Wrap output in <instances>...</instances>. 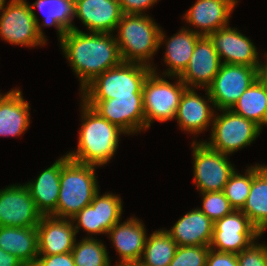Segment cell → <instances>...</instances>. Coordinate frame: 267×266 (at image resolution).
<instances>
[{"instance_id":"cell-35","label":"cell","mask_w":267,"mask_h":266,"mask_svg":"<svg viewBox=\"0 0 267 266\" xmlns=\"http://www.w3.org/2000/svg\"><path fill=\"white\" fill-rule=\"evenodd\" d=\"M253 242L237 254L239 266H267V244Z\"/></svg>"},{"instance_id":"cell-26","label":"cell","mask_w":267,"mask_h":266,"mask_svg":"<svg viewBox=\"0 0 267 266\" xmlns=\"http://www.w3.org/2000/svg\"><path fill=\"white\" fill-rule=\"evenodd\" d=\"M0 248L15 255L24 266H33L38 257L36 227H0Z\"/></svg>"},{"instance_id":"cell-21","label":"cell","mask_w":267,"mask_h":266,"mask_svg":"<svg viewBox=\"0 0 267 266\" xmlns=\"http://www.w3.org/2000/svg\"><path fill=\"white\" fill-rule=\"evenodd\" d=\"M71 219L42 216L37 225L38 256H51L72 251L76 232Z\"/></svg>"},{"instance_id":"cell-20","label":"cell","mask_w":267,"mask_h":266,"mask_svg":"<svg viewBox=\"0 0 267 266\" xmlns=\"http://www.w3.org/2000/svg\"><path fill=\"white\" fill-rule=\"evenodd\" d=\"M122 14L118 0H74V18L89 32L113 34Z\"/></svg>"},{"instance_id":"cell-8","label":"cell","mask_w":267,"mask_h":266,"mask_svg":"<svg viewBox=\"0 0 267 266\" xmlns=\"http://www.w3.org/2000/svg\"><path fill=\"white\" fill-rule=\"evenodd\" d=\"M39 21L26 0H9L0 9V37L12 45L44 46L47 41L38 32Z\"/></svg>"},{"instance_id":"cell-22","label":"cell","mask_w":267,"mask_h":266,"mask_svg":"<svg viewBox=\"0 0 267 266\" xmlns=\"http://www.w3.org/2000/svg\"><path fill=\"white\" fill-rule=\"evenodd\" d=\"M191 29L183 27L170 38H166V35L161 29L159 47L166 42V52H164L163 61L168 66V69L162 73L164 77L170 76L173 78L174 76H180L187 68L196 42L202 37Z\"/></svg>"},{"instance_id":"cell-23","label":"cell","mask_w":267,"mask_h":266,"mask_svg":"<svg viewBox=\"0 0 267 266\" xmlns=\"http://www.w3.org/2000/svg\"><path fill=\"white\" fill-rule=\"evenodd\" d=\"M214 222L199 208L187 212L166 230L178 246H210Z\"/></svg>"},{"instance_id":"cell-18","label":"cell","mask_w":267,"mask_h":266,"mask_svg":"<svg viewBox=\"0 0 267 266\" xmlns=\"http://www.w3.org/2000/svg\"><path fill=\"white\" fill-rule=\"evenodd\" d=\"M195 89L186 88L184 90L175 116L180 129L194 134V136L200 134V132H205L208 129L207 127L212 126L214 115L216 114V110L213 109L215 106L208 90L205 88L206 96L204 97H207L206 99L198 95Z\"/></svg>"},{"instance_id":"cell-24","label":"cell","mask_w":267,"mask_h":266,"mask_svg":"<svg viewBox=\"0 0 267 266\" xmlns=\"http://www.w3.org/2000/svg\"><path fill=\"white\" fill-rule=\"evenodd\" d=\"M61 168L62 157L58 158L49 168L43 170L34 181L25 183L42 216H52L56 212Z\"/></svg>"},{"instance_id":"cell-41","label":"cell","mask_w":267,"mask_h":266,"mask_svg":"<svg viewBox=\"0 0 267 266\" xmlns=\"http://www.w3.org/2000/svg\"><path fill=\"white\" fill-rule=\"evenodd\" d=\"M267 229V219L266 221L257 229V235L258 238H260L262 236V234H264V231H266Z\"/></svg>"},{"instance_id":"cell-32","label":"cell","mask_w":267,"mask_h":266,"mask_svg":"<svg viewBox=\"0 0 267 266\" xmlns=\"http://www.w3.org/2000/svg\"><path fill=\"white\" fill-rule=\"evenodd\" d=\"M252 186V165L246 169L244 175L236 170L230 176L224 187L225 197L230 201L234 210H241L246 202Z\"/></svg>"},{"instance_id":"cell-31","label":"cell","mask_w":267,"mask_h":266,"mask_svg":"<svg viewBox=\"0 0 267 266\" xmlns=\"http://www.w3.org/2000/svg\"><path fill=\"white\" fill-rule=\"evenodd\" d=\"M79 241L75 240L71 251L75 266H111L109 252L101 240L86 236Z\"/></svg>"},{"instance_id":"cell-13","label":"cell","mask_w":267,"mask_h":266,"mask_svg":"<svg viewBox=\"0 0 267 266\" xmlns=\"http://www.w3.org/2000/svg\"><path fill=\"white\" fill-rule=\"evenodd\" d=\"M257 228L241 211L234 210L214 222L210 248L238 254L257 240Z\"/></svg>"},{"instance_id":"cell-28","label":"cell","mask_w":267,"mask_h":266,"mask_svg":"<svg viewBox=\"0 0 267 266\" xmlns=\"http://www.w3.org/2000/svg\"><path fill=\"white\" fill-rule=\"evenodd\" d=\"M241 211L258 229L267 219V166H252V186Z\"/></svg>"},{"instance_id":"cell-3","label":"cell","mask_w":267,"mask_h":266,"mask_svg":"<svg viewBox=\"0 0 267 266\" xmlns=\"http://www.w3.org/2000/svg\"><path fill=\"white\" fill-rule=\"evenodd\" d=\"M96 166L83 164L62 156L57 218L71 219L85 206L90 205L94 195L99 191Z\"/></svg>"},{"instance_id":"cell-42","label":"cell","mask_w":267,"mask_h":266,"mask_svg":"<svg viewBox=\"0 0 267 266\" xmlns=\"http://www.w3.org/2000/svg\"><path fill=\"white\" fill-rule=\"evenodd\" d=\"M6 0H0V9L4 6V5H6Z\"/></svg>"},{"instance_id":"cell-36","label":"cell","mask_w":267,"mask_h":266,"mask_svg":"<svg viewBox=\"0 0 267 266\" xmlns=\"http://www.w3.org/2000/svg\"><path fill=\"white\" fill-rule=\"evenodd\" d=\"M206 266H239L237 254L221 252L210 248L206 259Z\"/></svg>"},{"instance_id":"cell-40","label":"cell","mask_w":267,"mask_h":266,"mask_svg":"<svg viewBox=\"0 0 267 266\" xmlns=\"http://www.w3.org/2000/svg\"><path fill=\"white\" fill-rule=\"evenodd\" d=\"M266 55V63H263L260 61L257 68V79L263 84V86L267 90V53Z\"/></svg>"},{"instance_id":"cell-15","label":"cell","mask_w":267,"mask_h":266,"mask_svg":"<svg viewBox=\"0 0 267 266\" xmlns=\"http://www.w3.org/2000/svg\"><path fill=\"white\" fill-rule=\"evenodd\" d=\"M208 37L213 42L221 63L258 67L260 60L256 47L237 28L228 25Z\"/></svg>"},{"instance_id":"cell-14","label":"cell","mask_w":267,"mask_h":266,"mask_svg":"<svg viewBox=\"0 0 267 266\" xmlns=\"http://www.w3.org/2000/svg\"><path fill=\"white\" fill-rule=\"evenodd\" d=\"M41 218L24 183L11 184L0 190V227H37Z\"/></svg>"},{"instance_id":"cell-9","label":"cell","mask_w":267,"mask_h":266,"mask_svg":"<svg viewBox=\"0 0 267 266\" xmlns=\"http://www.w3.org/2000/svg\"><path fill=\"white\" fill-rule=\"evenodd\" d=\"M193 141V175L194 183L200 193L223 191L234 173L229 155L208 147L203 141Z\"/></svg>"},{"instance_id":"cell-16","label":"cell","mask_w":267,"mask_h":266,"mask_svg":"<svg viewBox=\"0 0 267 266\" xmlns=\"http://www.w3.org/2000/svg\"><path fill=\"white\" fill-rule=\"evenodd\" d=\"M107 234L120 259L114 266L137 265L140 262L147 233L145 225L139 218L130 217L123 223L119 221Z\"/></svg>"},{"instance_id":"cell-17","label":"cell","mask_w":267,"mask_h":266,"mask_svg":"<svg viewBox=\"0 0 267 266\" xmlns=\"http://www.w3.org/2000/svg\"><path fill=\"white\" fill-rule=\"evenodd\" d=\"M221 64L213 42L208 36H202L196 42L188 66L179 78L187 88L207 89L218 73Z\"/></svg>"},{"instance_id":"cell-4","label":"cell","mask_w":267,"mask_h":266,"mask_svg":"<svg viewBox=\"0 0 267 266\" xmlns=\"http://www.w3.org/2000/svg\"><path fill=\"white\" fill-rule=\"evenodd\" d=\"M116 41L123 62L140 63L153 67V56L159 47L161 27L145 13L122 14L117 25Z\"/></svg>"},{"instance_id":"cell-11","label":"cell","mask_w":267,"mask_h":266,"mask_svg":"<svg viewBox=\"0 0 267 266\" xmlns=\"http://www.w3.org/2000/svg\"><path fill=\"white\" fill-rule=\"evenodd\" d=\"M98 191L90 205L85 206L71 218L76 234L82 229L92 235L107 234L116 223L121 221L123 203L120 196L112 193L99 194ZM76 221V222H75ZM91 236H90V235Z\"/></svg>"},{"instance_id":"cell-19","label":"cell","mask_w":267,"mask_h":266,"mask_svg":"<svg viewBox=\"0 0 267 266\" xmlns=\"http://www.w3.org/2000/svg\"><path fill=\"white\" fill-rule=\"evenodd\" d=\"M238 0H197L184 14L186 23L196 27L193 32L209 36L220 28L228 26L231 13Z\"/></svg>"},{"instance_id":"cell-30","label":"cell","mask_w":267,"mask_h":266,"mask_svg":"<svg viewBox=\"0 0 267 266\" xmlns=\"http://www.w3.org/2000/svg\"><path fill=\"white\" fill-rule=\"evenodd\" d=\"M178 245L166 231L158 229L147 236L143 255L138 266H169Z\"/></svg>"},{"instance_id":"cell-29","label":"cell","mask_w":267,"mask_h":266,"mask_svg":"<svg viewBox=\"0 0 267 266\" xmlns=\"http://www.w3.org/2000/svg\"><path fill=\"white\" fill-rule=\"evenodd\" d=\"M231 110L246 119L252 120L258 126H267V90L257 79L240 96Z\"/></svg>"},{"instance_id":"cell-34","label":"cell","mask_w":267,"mask_h":266,"mask_svg":"<svg viewBox=\"0 0 267 266\" xmlns=\"http://www.w3.org/2000/svg\"><path fill=\"white\" fill-rule=\"evenodd\" d=\"M209 246H178L169 266H206Z\"/></svg>"},{"instance_id":"cell-10","label":"cell","mask_w":267,"mask_h":266,"mask_svg":"<svg viewBox=\"0 0 267 266\" xmlns=\"http://www.w3.org/2000/svg\"><path fill=\"white\" fill-rule=\"evenodd\" d=\"M257 68L222 63L214 80L207 87L215 109H231L240 96L257 80Z\"/></svg>"},{"instance_id":"cell-27","label":"cell","mask_w":267,"mask_h":266,"mask_svg":"<svg viewBox=\"0 0 267 266\" xmlns=\"http://www.w3.org/2000/svg\"><path fill=\"white\" fill-rule=\"evenodd\" d=\"M32 12L38 8L43 12V24H38L40 36L47 41L42 27L54 26L57 30L59 41L69 30H75L74 0H36L30 5Z\"/></svg>"},{"instance_id":"cell-1","label":"cell","mask_w":267,"mask_h":266,"mask_svg":"<svg viewBox=\"0 0 267 266\" xmlns=\"http://www.w3.org/2000/svg\"><path fill=\"white\" fill-rule=\"evenodd\" d=\"M65 58L80 82V91L95 77L123 61L115 35L85 33L75 27L59 41Z\"/></svg>"},{"instance_id":"cell-2","label":"cell","mask_w":267,"mask_h":266,"mask_svg":"<svg viewBox=\"0 0 267 266\" xmlns=\"http://www.w3.org/2000/svg\"><path fill=\"white\" fill-rule=\"evenodd\" d=\"M82 125L79 128L77 149L66 153L78 163L107 165L119 146V136L126 133L104 119L97 111L81 100Z\"/></svg>"},{"instance_id":"cell-39","label":"cell","mask_w":267,"mask_h":266,"mask_svg":"<svg viewBox=\"0 0 267 266\" xmlns=\"http://www.w3.org/2000/svg\"><path fill=\"white\" fill-rule=\"evenodd\" d=\"M0 266H24L20 260L0 248Z\"/></svg>"},{"instance_id":"cell-33","label":"cell","mask_w":267,"mask_h":266,"mask_svg":"<svg viewBox=\"0 0 267 266\" xmlns=\"http://www.w3.org/2000/svg\"><path fill=\"white\" fill-rule=\"evenodd\" d=\"M200 194L203 198H201L202 207L199 209L213 222L222 219L234 211L223 191L203 192Z\"/></svg>"},{"instance_id":"cell-37","label":"cell","mask_w":267,"mask_h":266,"mask_svg":"<svg viewBox=\"0 0 267 266\" xmlns=\"http://www.w3.org/2000/svg\"><path fill=\"white\" fill-rule=\"evenodd\" d=\"M160 0H118L123 14L143 15L147 9L153 7Z\"/></svg>"},{"instance_id":"cell-38","label":"cell","mask_w":267,"mask_h":266,"mask_svg":"<svg viewBox=\"0 0 267 266\" xmlns=\"http://www.w3.org/2000/svg\"><path fill=\"white\" fill-rule=\"evenodd\" d=\"M33 266H75L71 252L51 256H38Z\"/></svg>"},{"instance_id":"cell-6","label":"cell","mask_w":267,"mask_h":266,"mask_svg":"<svg viewBox=\"0 0 267 266\" xmlns=\"http://www.w3.org/2000/svg\"><path fill=\"white\" fill-rule=\"evenodd\" d=\"M156 70L153 66L142 86L145 130L149 129L154 121L174 120L181 96L187 88L179 76H174L178 79L172 84Z\"/></svg>"},{"instance_id":"cell-7","label":"cell","mask_w":267,"mask_h":266,"mask_svg":"<svg viewBox=\"0 0 267 266\" xmlns=\"http://www.w3.org/2000/svg\"><path fill=\"white\" fill-rule=\"evenodd\" d=\"M218 111L222 113L214 115L210 141L203 140L213 150L232 155L250 145L262 132V128L255 122L234 113L231 109Z\"/></svg>"},{"instance_id":"cell-25","label":"cell","mask_w":267,"mask_h":266,"mask_svg":"<svg viewBox=\"0 0 267 266\" xmlns=\"http://www.w3.org/2000/svg\"><path fill=\"white\" fill-rule=\"evenodd\" d=\"M30 106L21 90L12 89L0 99V136L17 137L30 127Z\"/></svg>"},{"instance_id":"cell-12","label":"cell","mask_w":267,"mask_h":266,"mask_svg":"<svg viewBox=\"0 0 267 266\" xmlns=\"http://www.w3.org/2000/svg\"><path fill=\"white\" fill-rule=\"evenodd\" d=\"M81 100L97 111L104 119L118 126L126 135L145 131L142 96Z\"/></svg>"},{"instance_id":"cell-5","label":"cell","mask_w":267,"mask_h":266,"mask_svg":"<svg viewBox=\"0 0 267 266\" xmlns=\"http://www.w3.org/2000/svg\"><path fill=\"white\" fill-rule=\"evenodd\" d=\"M152 68L131 62L106 70L81 90V99H113L124 96H142L144 80Z\"/></svg>"}]
</instances>
